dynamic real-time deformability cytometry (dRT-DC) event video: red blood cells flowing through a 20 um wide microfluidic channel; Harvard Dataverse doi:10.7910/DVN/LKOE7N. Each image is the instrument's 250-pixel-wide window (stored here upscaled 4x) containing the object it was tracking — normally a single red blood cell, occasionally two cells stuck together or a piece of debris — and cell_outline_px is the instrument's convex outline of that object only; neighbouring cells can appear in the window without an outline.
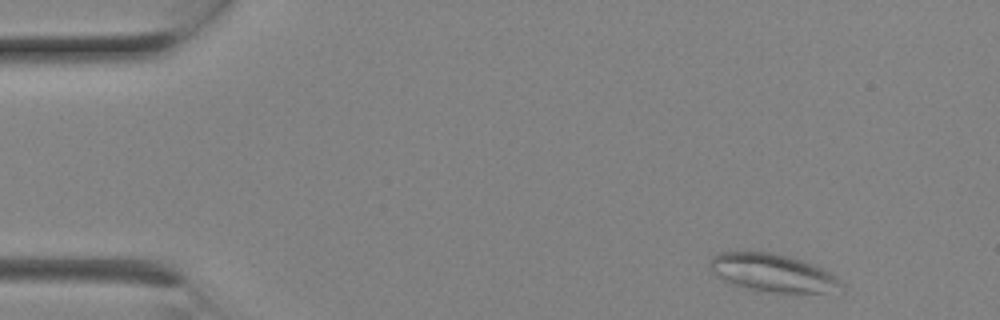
{"species": "Egyptian fruit bat (a non-hibernating species)", "species_latin": "Rousettus aegyptiacus", "temperature_condition": "room temperature", "stored_images_in_passage": 5, "camera_frame_rate_fps": 3000, "um_per_image_px": 0.085, "animal": {"sex": "female"}, "frame": {"image": 1, "passage_image": 1, "time_ms": 0.0, "image_size_px": [1000, 320], "cell_outline_px": [[844, 288], [836, 296], [764, 292], [732, 284], [724, 280], [712, 272], [708, 264], [712, 256], [720, 252], [736, 248], [772, 252], [788, 256], [816, 264], [836, 276], [844, 284]], "centroid_in_image_um": [65.79, 23.21], "position_along_channel_um": 19.2, "area_um2": 31.1}}